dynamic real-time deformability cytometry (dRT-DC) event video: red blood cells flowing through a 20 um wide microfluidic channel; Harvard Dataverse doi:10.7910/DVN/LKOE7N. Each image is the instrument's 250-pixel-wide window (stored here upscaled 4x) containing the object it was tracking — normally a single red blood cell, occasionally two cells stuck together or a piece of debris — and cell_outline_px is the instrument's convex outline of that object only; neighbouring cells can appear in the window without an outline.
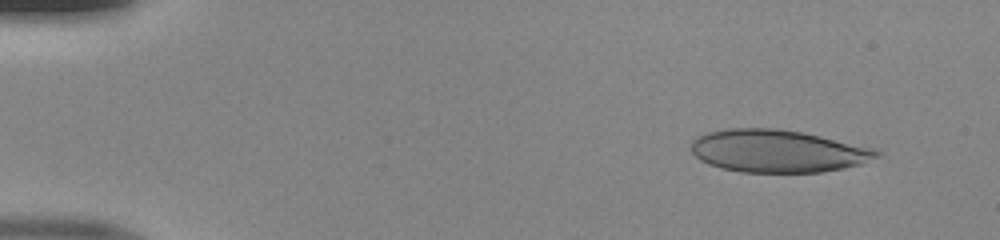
{"species": "human", "species_latin": "Homo sapiens", "temperature_condition": "room temperature", "stored_images_in_passage": 48, "camera_frame_rate_fps": 3000, "um_per_image_px": 0.085, "donor": {"sex": "male"}, "frame": {"image": 1, "passage_image": 4, "time_ms": 1.0, "image_size_px": [1000, 240], "cell_outline_px": [[884, 152], [880, 156], [860, 164], [844, 168], [820, 172], [740, 172], [720, 168], [708, 164], [700, 160], [692, 152], [692, 140], [696, 136], [708, 132], [728, 128], [776, 128], [804, 132], [880, 148]], "centroid_in_image_um": [66.17, 12.83], "position_along_channel_um": 18.8, "area_um2": 46.7}}
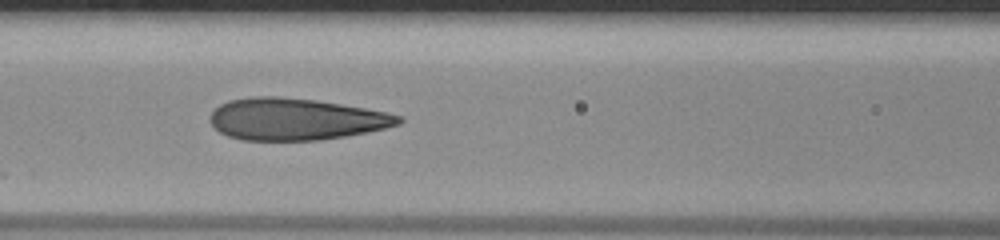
{"frame": {"image": 2, "passage_image": 21, "time_ms": 6.667, "image_size_px": [1000, 240], "cell_outline_px": [[404, 120], [400, 124], [368, 132], [320, 140], [244, 140], [228, 136], [220, 132], [208, 120], [212, 112], [220, 104], [228, 100], [252, 96], [276, 96], [316, 100], [388, 112], [404, 116]], "centroid_in_image_um": [25.14, 10.12], "position_along_channel_um": 141.5, "area_um2": 46.01}}
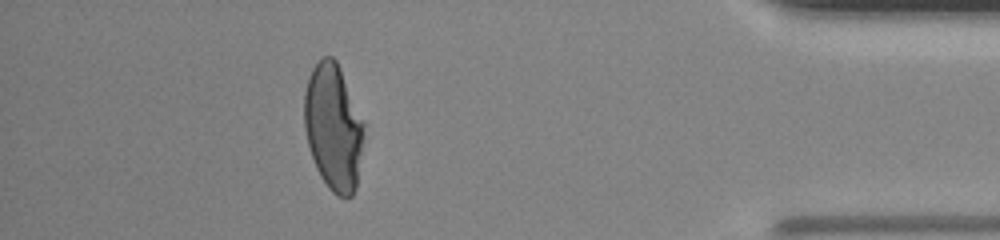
{"frame": {"image": 3, "passage_image": 43, "time_ms": 14.0, "image_size_px": [1000, 240], "cell_outline_px": [[364, 136], [356, 188], [352, 196], [336, 196], [328, 188], [320, 176], [316, 168], [308, 144], [304, 128], [304, 92], [312, 68], [324, 56], [332, 56], [336, 60], [340, 68], [364, 124]], "centroid_in_image_um": [28.32, 10.83], "position_along_channel_um": 406.9, "area_um2": 43.7}}